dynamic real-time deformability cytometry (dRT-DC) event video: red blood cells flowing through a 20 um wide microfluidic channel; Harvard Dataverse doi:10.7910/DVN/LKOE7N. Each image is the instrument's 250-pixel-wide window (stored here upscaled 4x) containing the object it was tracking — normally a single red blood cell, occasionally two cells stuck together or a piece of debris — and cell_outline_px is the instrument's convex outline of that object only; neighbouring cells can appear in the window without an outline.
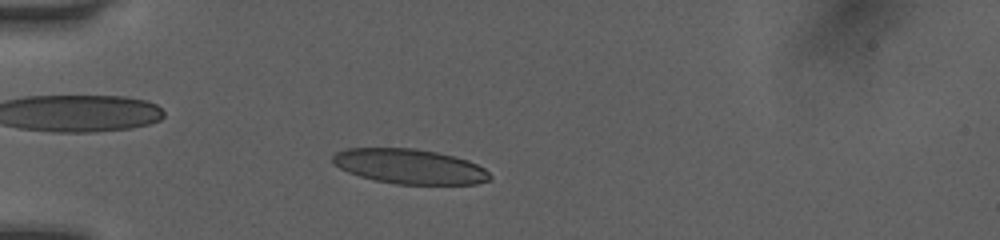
{"species": "human", "species_latin": "Homo sapiens", "temperature_condition": "room temperature", "stored_images_in_passage": 44, "camera_frame_rate_fps": 3000, "um_per_image_px": 0.085, "donor": {"sex": "female"}, "frame": {"image": 1, "passage_image": 8, "time_ms": 2.333, "image_size_px": [1000, 240], "cell_outline_px": [[492, 180], [476, 184], [396, 184], [372, 180], [348, 172], [332, 164], [332, 156], [336, 152], [348, 148], [412, 148], [436, 152], [468, 160], [484, 168], [492, 176]], "centroid_in_image_um": [34.81, 14.15], "position_along_channel_um": 50.2, "area_um2": 32.02}}
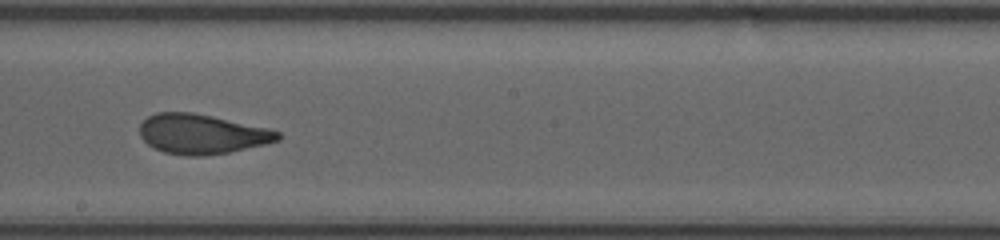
{"frame": {"image": 2, "passage_image": 23, "time_ms": 7.333, "image_size_px": [1000, 240], "cell_outline_px": [[280, 140], [264, 144], [228, 152], [204, 156], [188, 156], [164, 152], [148, 144], [140, 136], [140, 124], [148, 116], [156, 112], [192, 112], [212, 116], [268, 128], [280, 132]], "centroid_in_image_um": [17.14, 11.39], "position_along_channel_um": 231.1, "area_um2": 31.79}}
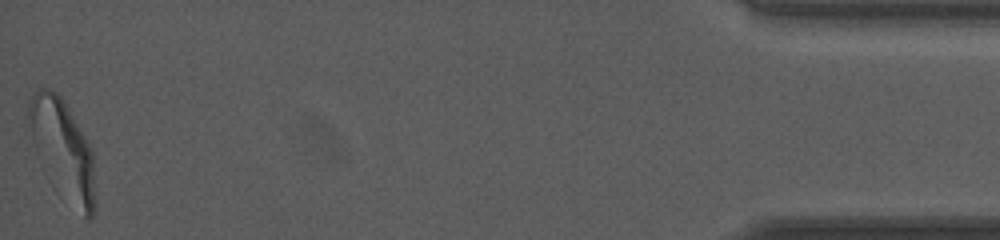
{"frame": {"image": 3, "passage_image": 44, "time_ms": 14.333, "image_size_px": [1000, 240], "cell_outline_px": [[92, 216], [88, 220], [84, 216], [36, 156], [32, 140], [28, 116], [28, 104], [36, 88], [48, 88], [56, 92], [60, 96], [84, 136], [92, 152]], "centroid_in_image_um": [5.26, 12.52], "position_along_channel_um": 429.9, "area_um2": 35.55}, "authors_computed_cell_mechanics": {"area_um2": 32.079, "velocity_mm_per_s": 4.0508, "shape_relaxation_time_tau1_ms": 6.7513, "shape_relaxation_time_tau2_ms": 1.0325, "deformation_change_tau1": 0.2391, "deformation_change_tau2": 0.0862}}